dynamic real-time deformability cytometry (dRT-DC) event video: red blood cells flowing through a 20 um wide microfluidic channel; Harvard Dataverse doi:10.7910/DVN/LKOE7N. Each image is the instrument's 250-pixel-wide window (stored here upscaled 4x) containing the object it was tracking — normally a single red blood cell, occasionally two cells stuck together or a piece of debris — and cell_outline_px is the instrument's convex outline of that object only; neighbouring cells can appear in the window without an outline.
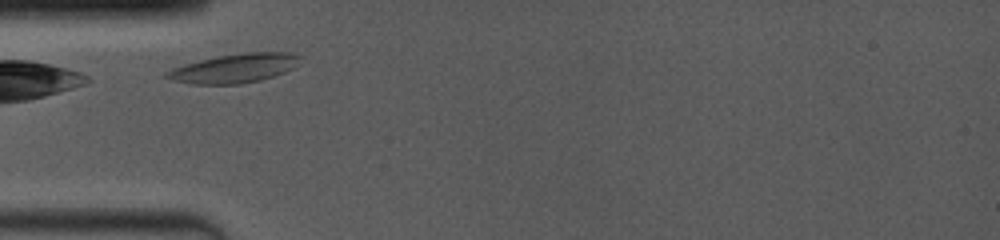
{"species": "common noctule bat (a hibernating species)", "species_latin": "Nyctalus noctula", "temperature_condition": "room temperature", "stored_images_in_passage": 9, "camera_frame_rate_fps": 4000, "um_per_image_px": 0.085, "animal": {"sex": "female", "body_mass_g": 19.0, "forearm_length_mm": 53.3}, "frame": {"image": 1, "passage_image": 1, "time_ms": 0.0, "image_size_px": [1000, 240], "cell_outline_px": [[304, 56], [300, 64], [284, 72], [260, 80], [240, 84], [192, 84], [172, 80], [164, 76], [172, 68], [184, 64], [200, 60], [220, 56], [244, 52], [296, 52]], "centroid_in_image_um": [20.01, 5.79], "position_along_channel_um": 65.0, "area_um2": 22.66}}
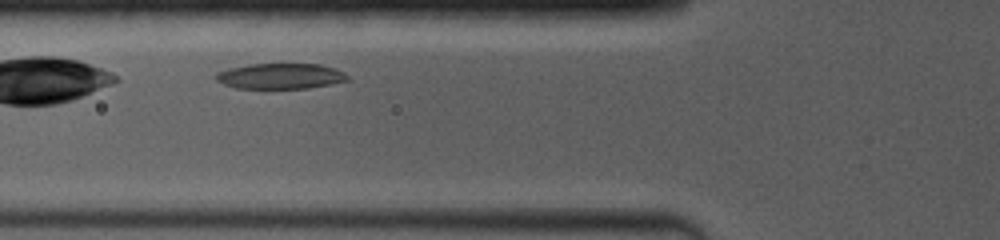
{"frame": {"image": 2, "passage_image": 4, "time_ms": 1.0, "image_size_px": [1000, 240], "cell_outline_px": [[348, 80], [332, 84], [308, 88], [236, 88], [224, 84], [216, 80], [212, 76], [216, 72], [228, 68], [248, 64], [320, 64], [344, 72], [348, 76]], "centroid_in_image_um": [23.78, 6.47], "position_along_channel_um": 102.0, "area_um2": 19.65}}
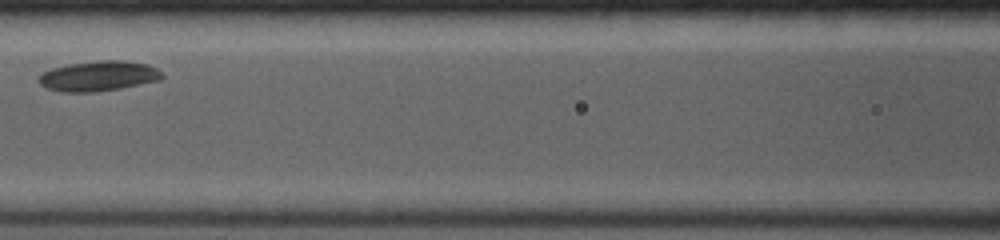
{"frame": {"image": 3, "passage_image": 8, "time_ms": 2.5, "image_size_px": [1000, 240], "cell_outline_px": [[164, 76], [160, 80], [120, 88], [96, 92], [60, 92], [48, 88], [40, 84], [36, 80], [44, 72], [52, 68], [68, 64], [100, 60], [124, 60], [148, 64], [156, 68]], "centroid_in_image_um": [8.37, 6.46], "position_along_channel_um": 158.2, "area_um2": 21.68}}